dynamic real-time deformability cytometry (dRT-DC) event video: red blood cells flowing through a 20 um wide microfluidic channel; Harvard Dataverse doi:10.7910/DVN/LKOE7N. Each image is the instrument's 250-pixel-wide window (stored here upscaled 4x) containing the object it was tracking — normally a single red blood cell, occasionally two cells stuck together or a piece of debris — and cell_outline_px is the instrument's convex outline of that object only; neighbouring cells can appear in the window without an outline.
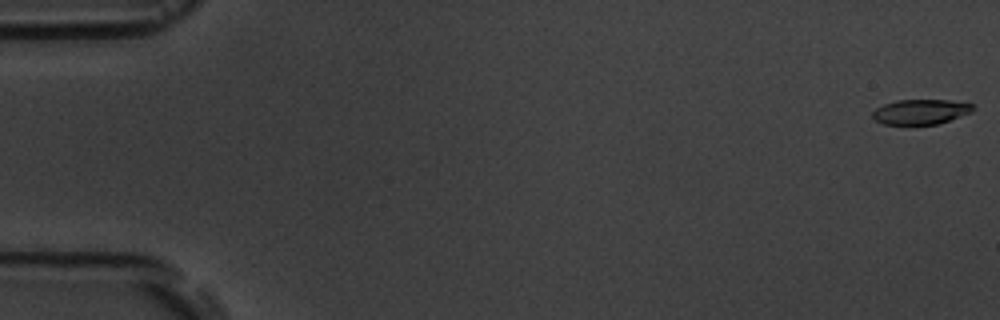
{"species": "common noctule bat (a hibernating species)", "species_latin": "Nyctalus noctula", "temperature_condition": "room temperature", "stored_images_in_passage": 6, "camera_frame_rate_fps": 3000, "um_per_image_px": 0.085, "animal": {"sex": "male", "body_mass_g": 19.5, "forearm_length_mm": 54.6}, "frame": {"image": 1, "passage_image": 1, "time_ms": 0.0, "image_size_px": [1000, 320], "cell_outline_px": [[972, 112], [940, 124], [884, 124], [876, 120], [872, 116], [872, 112], [876, 108], [884, 104], [896, 100], [948, 100], [972, 104]], "centroid_in_image_um": [78.25, 9.5], "position_along_channel_um": 6.8, "area_um2": 14.51}}
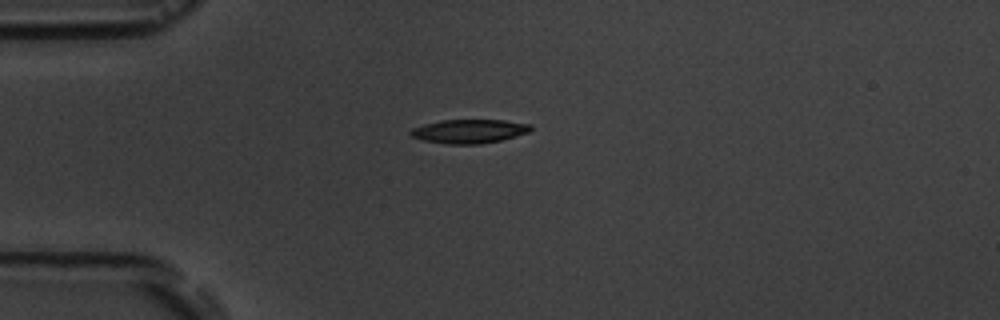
{"frame": {"image": 2, "passage_image": 5, "time_ms": 4.667, "image_size_px": [1000, 320], "cell_outline_px": [[532, 132], [500, 140], [480, 144], [444, 144], [424, 140], [412, 136], [408, 132], [412, 128], [424, 124], [440, 120], [504, 120], [532, 124]], "centroid_in_image_um": [39.91, 11.15], "position_along_channel_um": 45.1, "area_um2": 16.82}}